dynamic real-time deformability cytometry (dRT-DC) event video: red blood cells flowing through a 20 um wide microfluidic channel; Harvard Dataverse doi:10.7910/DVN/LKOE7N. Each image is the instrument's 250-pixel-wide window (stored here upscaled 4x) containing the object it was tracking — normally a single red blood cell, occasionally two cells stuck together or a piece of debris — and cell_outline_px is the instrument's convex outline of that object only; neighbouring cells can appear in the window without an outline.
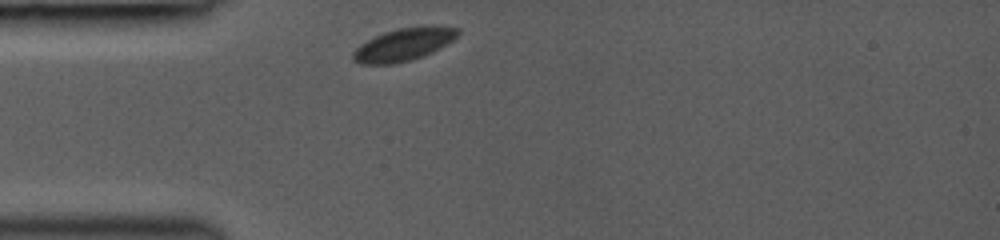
{"species": "common noctule bat (a hibernating species)", "species_latin": "Nyctalus noctula", "temperature_condition": "room temperature", "stored_images_in_passage": 29, "camera_frame_rate_fps": 3000, "um_per_image_px": 0.085, "animal": {"sex": "female", "body_mass_g": 19.0, "forearm_length_mm": 53.3}, "frame": {"image": 1, "passage_image": 1, "time_ms": 0.0, "image_size_px": [1000, 240], "cell_outline_px": [[460, 32], [452, 40], [432, 52], [412, 60], [392, 64], [360, 64], [352, 60], [352, 52], [360, 44], [384, 32], [396, 28], [424, 24], [460, 28]], "centroid_in_image_um": [34.31, 3.76], "position_along_channel_um": 50.7, "area_um2": 20.17}}
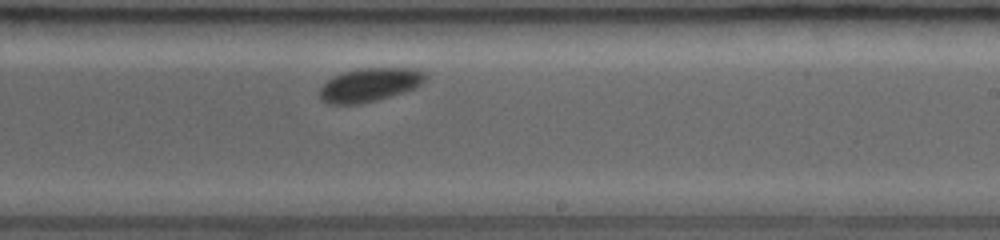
{"frame": {"image": 2, "passage_image": 17, "time_ms": 5.333, "image_size_px": [1000, 240], "cell_outline_px": [[428, 76], [416, 88], [404, 92], [376, 100], [360, 104], [324, 104], [320, 100], [320, 88], [328, 80], [344, 72], [360, 68], [416, 68], [424, 72]], "centroid_in_image_um": [31.43, 7.22], "position_along_channel_um": 257.6, "area_um2": 20.69}}
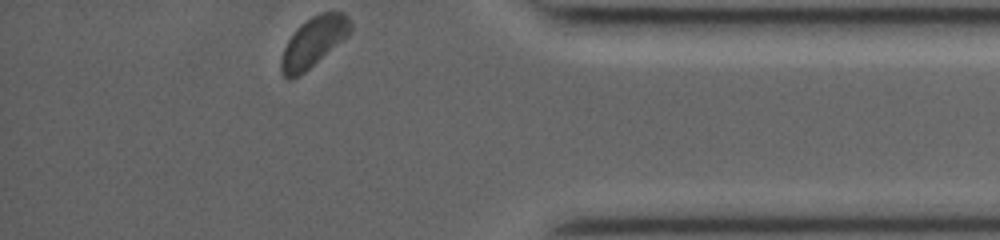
{"frame": {"image": 3, "passage_image": 29, "time_ms": 9.333, "image_size_px": [1000, 240], "cell_outline_px": [[352, 32], [348, 36], [304, 72], [288, 80], [284, 76], [280, 68], [280, 60], [284, 48], [288, 40], [296, 28], [300, 24], [312, 16], [320, 12], [344, 12], [348, 16], [352, 24]], "centroid_in_image_um": [26.66, 3.53], "position_along_channel_um": 408.5, "area_um2": 20.11}}